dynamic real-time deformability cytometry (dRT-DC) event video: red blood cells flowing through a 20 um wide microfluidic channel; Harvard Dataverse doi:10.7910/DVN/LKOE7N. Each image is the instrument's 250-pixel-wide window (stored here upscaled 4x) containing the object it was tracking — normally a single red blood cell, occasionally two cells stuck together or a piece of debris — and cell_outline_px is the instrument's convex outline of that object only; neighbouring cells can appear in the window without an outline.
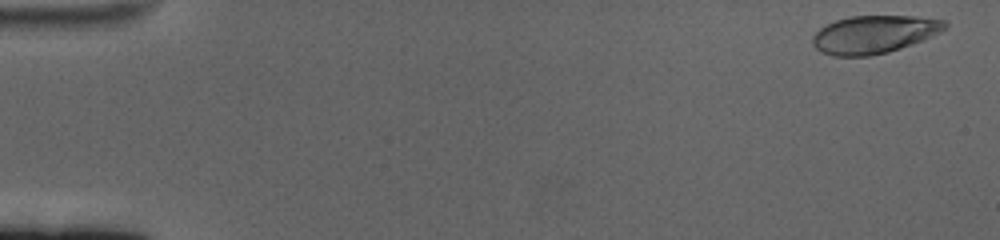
{"species": "human", "species_latin": "Homo sapiens", "temperature_condition": "cold", "stored_images_in_passage": 60, "camera_frame_rate_fps": 3000, "um_per_image_px": 0.085, "donor": {"sex": "female"}, "frame": {"image": 1, "passage_image": 2, "time_ms": 0.333, "image_size_px": [1000, 240], "cell_outline_px": [[948, 28], [924, 40], [888, 52], [868, 56], [832, 56], [820, 52], [812, 44], [812, 36], [820, 28], [836, 20], [852, 16], [912, 16], [944, 20], [948, 24]], "centroid_in_image_um": [74.29, 2.93], "position_along_channel_um": 10.7, "area_um2": 29.25}}
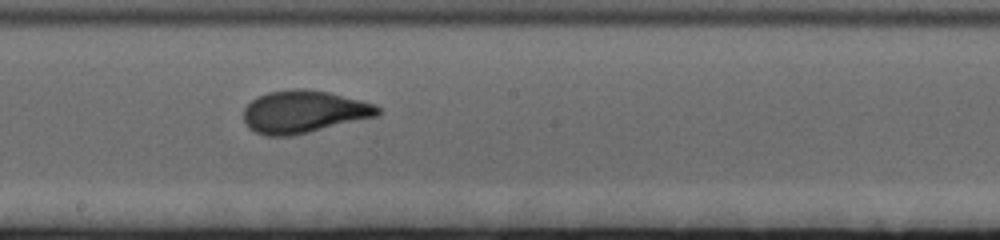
{"frame": {"image": 2, "passage_image": 34, "time_ms": 11.0, "image_size_px": [1000, 240], "cell_outline_px": [[380, 116], [292, 136], [264, 136], [248, 128], [244, 120], [244, 108], [256, 96], [268, 92], [296, 88], [304, 88], [328, 92], [376, 104], [380, 108]], "centroid_in_image_um": [25.83, 9.5], "position_along_channel_um": 222.4, "area_um2": 33.52}}
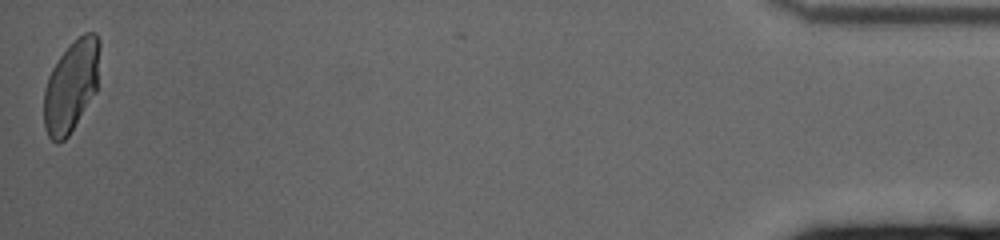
{"frame": {"image": 3, "passage_image": 60, "time_ms": 19.667, "image_size_px": [1000, 240], "cell_outline_px": [[100, 48], [96, 92], [68, 136], [64, 140], [56, 144], [48, 136], [44, 128], [44, 88], [48, 76], [52, 68], [60, 56], [84, 32], [96, 32], [100, 40]], "centroid_in_image_um": [6.05, 7.33], "position_along_channel_um": 429.2, "area_um2": 29.71}, "authors_computed_cell_mechanics": {"area_um2": 31.5588, "velocity_mm_per_s": 3.383, "shape_relaxation_time_tau1_ms": 4.181, "shape_relaxation_time_tau2_ms": null, "deformation_change_tau1": 0.1907, "deformation_change_tau2": null}}